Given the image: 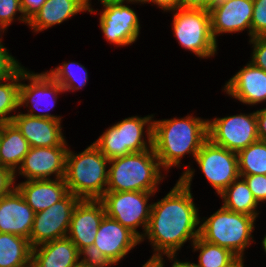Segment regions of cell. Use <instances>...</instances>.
Listing matches in <instances>:
<instances>
[{"mask_svg": "<svg viewBox=\"0 0 266 267\" xmlns=\"http://www.w3.org/2000/svg\"><path fill=\"white\" fill-rule=\"evenodd\" d=\"M47 73L61 85L65 92L79 90L86 85L88 80L85 67L76 62H64L62 66L59 65L55 69L47 71Z\"/></svg>", "mask_w": 266, "mask_h": 267, "instance_id": "cell-30", "label": "cell"}, {"mask_svg": "<svg viewBox=\"0 0 266 267\" xmlns=\"http://www.w3.org/2000/svg\"><path fill=\"white\" fill-rule=\"evenodd\" d=\"M153 192L106 191L100 199L105 207L106 215L132 231L140 240L146 232L151 215L152 204H147ZM143 227V234L137 228Z\"/></svg>", "mask_w": 266, "mask_h": 267, "instance_id": "cell-8", "label": "cell"}, {"mask_svg": "<svg viewBox=\"0 0 266 267\" xmlns=\"http://www.w3.org/2000/svg\"><path fill=\"white\" fill-rule=\"evenodd\" d=\"M147 2L156 4L164 11H172L179 8L180 0H147Z\"/></svg>", "mask_w": 266, "mask_h": 267, "instance_id": "cell-41", "label": "cell"}, {"mask_svg": "<svg viewBox=\"0 0 266 267\" xmlns=\"http://www.w3.org/2000/svg\"><path fill=\"white\" fill-rule=\"evenodd\" d=\"M29 148L28 141L12 122L0 124V166L15 173Z\"/></svg>", "mask_w": 266, "mask_h": 267, "instance_id": "cell-24", "label": "cell"}, {"mask_svg": "<svg viewBox=\"0 0 266 267\" xmlns=\"http://www.w3.org/2000/svg\"><path fill=\"white\" fill-rule=\"evenodd\" d=\"M80 259L78 248L68 237L32 248L31 260L35 267H74Z\"/></svg>", "mask_w": 266, "mask_h": 267, "instance_id": "cell-23", "label": "cell"}, {"mask_svg": "<svg viewBox=\"0 0 266 267\" xmlns=\"http://www.w3.org/2000/svg\"><path fill=\"white\" fill-rule=\"evenodd\" d=\"M20 66V63L9 54V51L0 45V82L9 78Z\"/></svg>", "mask_w": 266, "mask_h": 267, "instance_id": "cell-36", "label": "cell"}, {"mask_svg": "<svg viewBox=\"0 0 266 267\" xmlns=\"http://www.w3.org/2000/svg\"><path fill=\"white\" fill-rule=\"evenodd\" d=\"M101 4L104 10L99 24L106 41L118 46L132 45L140 32L136 12L120 0H104Z\"/></svg>", "mask_w": 266, "mask_h": 267, "instance_id": "cell-13", "label": "cell"}, {"mask_svg": "<svg viewBox=\"0 0 266 267\" xmlns=\"http://www.w3.org/2000/svg\"><path fill=\"white\" fill-rule=\"evenodd\" d=\"M106 215L101 200L81 199L72 214L67 237L80 251L94 244L99 225Z\"/></svg>", "mask_w": 266, "mask_h": 267, "instance_id": "cell-15", "label": "cell"}, {"mask_svg": "<svg viewBox=\"0 0 266 267\" xmlns=\"http://www.w3.org/2000/svg\"><path fill=\"white\" fill-rule=\"evenodd\" d=\"M167 256V258L169 259V260H171V261H173V259H175L174 260V263L172 264V267H198L197 266V264H195V263H191V262H181V261H178L176 258H175V256H176V254H170V255H166Z\"/></svg>", "mask_w": 266, "mask_h": 267, "instance_id": "cell-43", "label": "cell"}, {"mask_svg": "<svg viewBox=\"0 0 266 267\" xmlns=\"http://www.w3.org/2000/svg\"><path fill=\"white\" fill-rule=\"evenodd\" d=\"M21 267H35V265H34L33 261L31 260L29 263H27Z\"/></svg>", "mask_w": 266, "mask_h": 267, "instance_id": "cell-47", "label": "cell"}, {"mask_svg": "<svg viewBox=\"0 0 266 267\" xmlns=\"http://www.w3.org/2000/svg\"><path fill=\"white\" fill-rule=\"evenodd\" d=\"M253 44L251 63L266 71V36H256L250 39Z\"/></svg>", "mask_w": 266, "mask_h": 267, "instance_id": "cell-35", "label": "cell"}, {"mask_svg": "<svg viewBox=\"0 0 266 267\" xmlns=\"http://www.w3.org/2000/svg\"><path fill=\"white\" fill-rule=\"evenodd\" d=\"M30 147L66 146L61 120L32 117L23 113L14 115L11 121Z\"/></svg>", "mask_w": 266, "mask_h": 267, "instance_id": "cell-18", "label": "cell"}, {"mask_svg": "<svg viewBox=\"0 0 266 267\" xmlns=\"http://www.w3.org/2000/svg\"><path fill=\"white\" fill-rule=\"evenodd\" d=\"M226 94L247 105L266 101V71L250 61L224 85Z\"/></svg>", "mask_w": 266, "mask_h": 267, "instance_id": "cell-20", "label": "cell"}, {"mask_svg": "<svg viewBox=\"0 0 266 267\" xmlns=\"http://www.w3.org/2000/svg\"><path fill=\"white\" fill-rule=\"evenodd\" d=\"M47 0H20L22 14L29 21L43 6Z\"/></svg>", "mask_w": 266, "mask_h": 267, "instance_id": "cell-39", "label": "cell"}, {"mask_svg": "<svg viewBox=\"0 0 266 267\" xmlns=\"http://www.w3.org/2000/svg\"><path fill=\"white\" fill-rule=\"evenodd\" d=\"M34 217V210L17 188L0 199V233L29 239Z\"/></svg>", "mask_w": 266, "mask_h": 267, "instance_id": "cell-19", "label": "cell"}, {"mask_svg": "<svg viewBox=\"0 0 266 267\" xmlns=\"http://www.w3.org/2000/svg\"><path fill=\"white\" fill-rule=\"evenodd\" d=\"M241 178V179H240ZM223 207L227 210L258 217L257 201L242 177L234 180L221 194Z\"/></svg>", "mask_w": 266, "mask_h": 267, "instance_id": "cell-26", "label": "cell"}, {"mask_svg": "<svg viewBox=\"0 0 266 267\" xmlns=\"http://www.w3.org/2000/svg\"><path fill=\"white\" fill-rule=\"evenodd\" d=\"M16 13H21V16L18 17L19 21L28 24V21L22 14L20 0H0V23L8 27L14 21Z\"/></svg>", "mask_w": 266, "mask_h": 267, "instance_id": "cell-32", "label": "cell"}, {"mask_svg": "<svg viewBox=\"0 0 266 267\" xmlns=\"http://www.w3.org/2000/svg\"><path fill=\"white\" fill-rule=\"evenodd\" d=\"M91 0H47L28 21L34 32H40L75 16L82 11L94 13ZM90 3V4H89Z\"/></svg>", "mask_w": 266, "mask_h": 267, "instance_id": "cell-22", "label": "cell"}, {"mask_svg": "<svg viewBox=\"0 0 266 267\" xmlns=\"http://www.w3.org/2000/svg\"><path fill=\"white\" fill-rule=\"evenodd\" d=\"M109 161L93 143L79 154L68 148L64 177L68 191L79 199L100 200L108 185Z\"/></svg>", "mask_w": 266, "mask_h": 267, "instance_id": "cell-4", "label": "cell"}, {"mask_svg": "<svg viewBox=\"0 0 266 267\" xmlns=\"http://www.w3.org/2000/svg\"><path fill=\"white\" fill-rule=\"evenodd\" d=\"M262 246H263V248H264V250H265V253H266V235H265V237L263 238V241H262Z\"/></svg>", "mask_w": 266, "mask_h": 267, "instance_id": "cell-49", "label": "cell"}, {"mask_svg": "<svg viewBox=\"0 0 266 267\" xmlns=\"http://www.w3.org/2000/svg\"><path fill=\"white\" fill-rule=\"evenodd\" d=\"M74 267H92V266H90V265H86V264L81 263V262L79 261Z\"/></svg>", "mask_w": 266, "mask_h": 267, "instance_id": "cell-46", "label": "cell"}, {"mask_svg": "<svg viewBox=\"0 0 266 267\" xmlns=\"http://www.w3.org/2000/svg\"><path fill=\"white\" fill-rule=\"evenodd\" d=\"M153 117L148 115L143 118L137 116L125 118L107 128L93 144L109 160L133 152L149 150L152 148ZM144 126L147 127L148 142L144 139Z\"/></svg>", "mask_w": 266, "mask_h": 267, "instance_id": "cell-6", "label": "cell"}, {"mask_svg": "<svg viewBox=\"0 0 266 267\" xmlns=\"http://www.w3.org/2000/svg\"><path fill=\"white\" fill-rule=\"evenodd\" d=\"M163 257L152 256L142 267H164Z\"/></svg>", "mask_w": 266, "mask_h": 267, "instance_id": "cell-42", "label": "cell"}, {"mask_svg": "<svg viewBox=\"0 0 266 267\" xmlns=\"http://www.w3.org/2000/svg\"><path fill=\"white\" fill-rule=\"evenodd\" d=\"M194 172L190 166L186 168L171 191L152 204L149 223L140 242L148 237L155 252L153 256L177 254L185 242L192 240L193 243L199 237L201 221L190 188Z\"/></svg>", "mask_w": 266, "mask_h": 267, "instance_id": "cell-1", "label": "cell"}, {"mask_svg": "<svg viewBox=\"0 0 266 267\" xmlns=\"http://www.w3.org/2000/svg\"><path fill=\"white\" fill-rule=\"evenodd\" d=\"M259 140L266 141V108L255 111Z\"/></svg>", "mask_w": 266, "mask_h": 267, "instance_id": "cell-40", "label": "cell"}, {"mask_svg": "<svg viewBox=\"0 0 266 267\" xmlns=\"http://www.w3.org/2000/svg\"><path fill=\"white\" fill-rule=\"evenodd\" d=\"M208 139L235 153L245 149L259 140L255 112L208 119Z\"/></svg>", "mask_w": 266, "mask_h": 267, "instance_id": "cell-9", "label": "cell"}, {"mask_svg": "<svg viewBox=\"0 0 266 267\" xmlns=\"http://www.w3.org/2000/svg\"><path fill=\"white\" fill-rule=\"evenodd\" d=\"M244 261L240 260L234 267H244Z\"/></svg>", "mask_w": 266, "mask_h": 267, "instance_id": "cell-48", "label": "cell"}, {"mask_svg": "<svg viewBox=\"0 0 266 267\" xmlns=\"http://www.w3.org/2000/svg\"><path fill=\"white\" fill-rule=\"evenodd\" d=\"M120 1H122L123 3H126V2H127V3H131V2H132V3H133V2H134V3H135V2H136V3H139V2H140V3H143V4H144V3H147V0H120Z\"/></svg>", "mask_w": 266, "mask_h": 267, "instance_id": "cell-44", "label": "cell"}, {"mask_svg": "<svg viewBox=\"0 0 266 267\" xmlns=\"http://www.w3.org/2000/svg\"><path fill=\"white\" fill-rule=\"evenodd\" d=\"M204 176L220 195L240 175L237 153L207 139L195 157Z\"/></svg>", "mask_w": 266, "mask_h": 267, "instance_id": "cell-11", "label": "cell"}, {"mask_svg": "<svg viewBox=\"0 0 266 267\" xmlns=\"http://www.w3.org/2000/svg\"><path fill=\"white\" fill-rule=\"evenodd\" d=\"M67 146L30 147L17 172L28 180L56 179L65 177Z\"/></svg>", "mask_w": 266, "mask_h": 267, "instance_id": "cell-14", "label": "cell"}, {"mask_svg": "<svg viewBox=\"0 0 266 267\" xmlns=\"http://www.w3.org/2000/svg\"><path fill=\"white\" fill-rule=\"evenodd\" d=\"M16 188L35 213L46 210L69 193L64 178L26 180Z\"/></svg>", "mask_w": 266, "mask_h": 267, "instance_id": "cell-21", "label": "cell"}, {"mask_svg": "<svg viewBox=\"0 0 266 267\" xmlns=\"http://www.w3.org/2000/svg\"><path fill=\"white\" fill-rule=\"evenodd\" d=\"M79 252L80 256L84 255L80 262L86 265L92 267H109L112 265L94 244L84 247Z\"/></svg>", "mask_w": 266, "mask_h": 267, "instance_id": "cell-33", "label": "cell"}, {"mask_svg": "<svg viewBox=\"0 0 266 267\" xmlns=\"http://www.w3.org/2000/svg\"><path fill=\"white\" fill-rule=\"evenodd\" d=\"M224 1L225 0H180L179 8L210 11L211 8L223 3Z\"/></svg>", "mask_w": 266, "mask_h": 267, "instance_id": "cell-38", "label": "cell"}, {"mask_svg": "<svg viewBox=\"0 0 266 267\" xmlns=\"http://www.w3.org/2000/svg\"><path fill=\"white\" fill-rule=\"evenodd\" d=\"M14 181L15 173L8 168L0 166V199L16 188Z\"/></svg>", "mask_w": 266, "mask_h": 267, "instance_id": "cell-37", "label": "cell"}, {"mask_svg": "<svg viewBox=\"0 0 266 267\" xmlns=\"http://www.w3.org/2000/svg\"><path fill=\"white\" fill-rule=\"evenodd\" d=\"M256 217L225 209L223 206L203 220L199 236L209 243L222 246L244 260L245 248L251 245Z\"/></svg>", "mask_w": 266, "mask_h": 267, "instance_id": "cell-5", "label": "cell"}, {"mask_svg": "<svg viewBox=\"0 0 266 267\" xmlns=\"http://www.w3.org/2000/svg\"><path fill=\"white\" fill-rule=\"evenodd\" d=\"M207 139L208 120L189 115L180 119H153L152 148L164 170L180 166L186 153L195 159Z\"/></svg>", "mask_w": 266, "mask_h": 267, "instance_id": "cell-2", "label": "cell"}, {"mask_svg": "<svg viewBox=\"0 0 266 267\" xmlns=\"http://www.w3.org/2000/svg\"><path fill=\"white\" fill-rule=\"evenodd\" d=\"M6 28H7V27H5L2 23H0V31H1V32L3 31V33H4V31L6 30ZM1 32H0V33H1ZM0 37H2L1 34H0ZM0 45H3V44H2V40H1V38H0Z\"/></svg>", "mask_w": 266, "mask_h": 267, "instance_id": "cell-45", "label": "cell"}, {"mask_svg": "<svg viewBox=\"0 0 266 267\" xmlns=\"http://www.w3.org/2000/svg\"><path fill=\"white\" fill-rule=\"evenodd\" d=\"M193 250H200L198 267H234L240 259L230 250L209 243L200 236L192 243Z\"/></svg>", "mask_w": 266, "mask_h": 267, "instance_id": "cell-27", "label": "cell"}, {"mask_svg": "<svg viewBox=\"0 0 266 267\" xmlns=\"http://www.w3.org/2000/svg\"><path fill=\"white\" fill-rule=\"evenodd\" d=\"M32 259V247L27 238L0 233V267H21Z\"/></svg>", "mask_w": 266, "mask_h": 267, "instance_id": "cell-25", "label": "cell"}, {"mask_svg": "<svg viewBox=\"0 0 266 267\" xmlns=\"http://www.w3.org/2000/svg\"><path fill=\"white\" fill-rule=\"evenodd\" d=\"M266 36V0H253L251 38Z\"/></svg>", "mask_w": 266, "mask_h": 267, "instance_id": "cell-31", "label": "cell"}, {"mask_svg": "<svg viewBox=\"0 0 266 267\" xmlns=\"http://www.w3.org/2000/svg\"><path fill=\"white\" fill-rule=\"evenodd\" d=\"M240 177L245 180L258 204L266 201V175H240Z\"/></svg>", "mask_w": 266, "mask_h": 267, "instance_id": "cell-34", "label": "cell"}, {"mask_svg": "<svg viewBox=\"0 0 266 267\" xmlns=\"http://www.w3.org/2000/svg\"><path fill=\"white\" fill-rule=\"evenodd\" d=\"M21 66L2 83L0 82V124L11 122L14 115L7 116L20 108Z\"/></svg>", "mask_w": 266, "mask_h": 267, "instance_id": "cell-29", "label": "cell"}, {"mask_svg": "<svg viewBox=\"0 0 266 267\" xmlns=\"http://www.w3.org/2000/svg\"><path fill=\"white\" fill-rule=\"evenodd\" d=\"M140 243V239L128 228L105 215L99 225L94 245L112 264H117Z\"/></svg>", "mask_w": 266, "mask_h": 267, "instance_id": "cell-16", "label": "cell"}, {"mask_svg": "<svg viewBox=\"0 0 266 267\" xmlns=\"http://www.w3.org/2000/svg\"><path fill=\"white\" fill-rule=\"evenodd\" d=\"M80 200L69 192L51 207L35 213L28 239L31 247L67 237L73 211Z\"/></svg>", "mask_w": 266, "mask_h": 267, "instance_id": "cell-10", "label": "cell"}, {"mask_svg": "<svg viewBox=\"0 0 266 267\" xmlns=\"http://www.w3.org/2000/svg\"><path fill=\"white\" fill-rule=\"evenodd\" d=\"M172 12L173 34L178 43L200 58L214 56L217 42L211 32L210 11L177 8Z\"/></svg>", "mask_w": 266, "mask_h": 267, "instance_id": "cell-7", "label": "cell"}, {"mask_svg": "<svg viewBox=\"0 0 266 267\" xmlns=\"http://www.w3.org/2000/svg\"><path fill=\"white\" fill-rule=\"evenodd\" d=\"M109 164L106 191L156 193L158 184L165 178L153 148L110 159Z\"/></svg>", "mask_w": 266, "mask_h": 267, "instance_id": "cell-3", "label": "cell"}, {"mask_svg": "<svg viewBox=\"0 0 266 267\" xmlns=\"http://www.w3.org/2000/svg\"><path fill=\"white\" fill-rule=\"evenodd\" d=\"M22 80H29L30 82L29 84L20 83V107L24 105L28 107V104L31 103V106H29L30 111L28 110V113L25 114L32 117L61 120L60 116L48 113L49 110L55 107L58 93L65 92L61 85L47 72L40 74L31 73L27 71V69L25 70L24 66H21V81ZM36 109L43 112L47 111V113H35Z\"/></svg>", "mask_w": 266, "mask_h": 267, "instance_id": "cell-12", "label": "cell"}, {"mask_svg": "<svg viewBox=\"0 0 266 267\" xmlns=\"http://www.w3.org/2000/svg\"><path fill=\"white\" fill-rule=\"evenodd\" d=\"M237 157L239 175H266V141L251 143Z\"/></svg>", "mask_w": 266, "mask_h": 267, "instance_id": "cell-28", "label": "cell"}, {"mask_svg": "<svg viewBox=\"0 0 266 267\" xmlns=\"http://www.w3.org/2000/svg\"><path fill=\"white\" fill-rule=\"evenodd\" d=\"M253 0H225L211 8V32L214 40L220 33H235L245 29L251 38Z\"/></svg>", "mask_w": 266, "mask_h": 267, "instance_id": "cell-17", "label": "cell"}]
</instances>
